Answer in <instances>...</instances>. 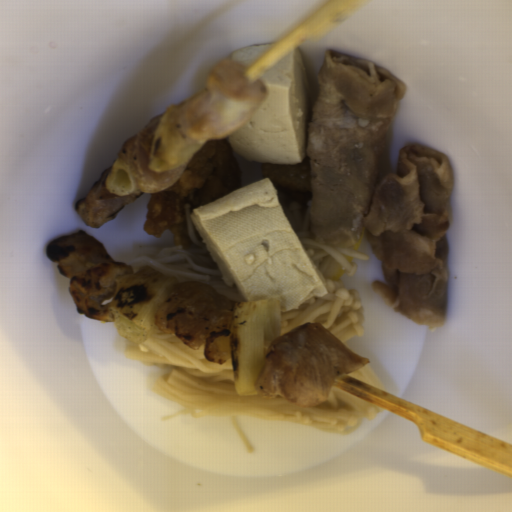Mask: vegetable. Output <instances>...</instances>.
<instances>
[{
    "instance_id": "2",
    "label": "vegetable",
    "mask_w": 512,
    "mask_h": 512,
    "mask_svg": "<svg viewBox=\"0 0 512 512\" xmlns=\"http://www.w3.org/2000/svg\"><path fill=\"white\" fill-rule=\"evenodd\" d=\"M179 280L144 265L117 281L112 298L111 313L114 328L124 340L139 343L161 328L154 315L162 295Z\"/></svg>"
},
{
    "instance_id": "4",
    "label": "vegetable",
    "mask_w": 512,
    "mask_h": 512,
    "mask_svg": "<svg viewBox=\"0 0 512 512\" xmlns=\"http://www.w3.org/2000/svg\"><path fill=\"white\" fill-rule=\"evenodd\" d=\"M104 186L112 194L120 196L139 197L145 194L137 186L132 173L122 162L119 155L107 172Z\"/></svg>"
},
{
    "instance_id": "3",
    "label": "vegetable",
    "mask_w": 512,
    "mask_h": 512,
    "mask_svg": "<svg viewBox=\"0 0 512 512\" xmlns=\"http://www.w3.org/2000/svg\"><path fill=\"white\" fill-rule=\"evenodd\" d=\"M197 95L188 96L163 112L151 139L149 169L161 173L179 167L209 141L189 137L181 124L183 113Z\"/></svg>"
},
{
    "instance_id": "1",
    "label": "vegetable",
    "mask_w": 512,
    "mask_h": 512,
    "mask_svg": "<svg viewBox=\"0 0 512 512\" xmlns=\"http://www.w3.org/2000/svg\"><path fill=\"white\" fill-rule=\"evenodd\" d=\"M281 337V300L234 304L230 356L234 388L240 396L260 394L256 385L271 343Z\"/></svg>"
}]
</instances>
